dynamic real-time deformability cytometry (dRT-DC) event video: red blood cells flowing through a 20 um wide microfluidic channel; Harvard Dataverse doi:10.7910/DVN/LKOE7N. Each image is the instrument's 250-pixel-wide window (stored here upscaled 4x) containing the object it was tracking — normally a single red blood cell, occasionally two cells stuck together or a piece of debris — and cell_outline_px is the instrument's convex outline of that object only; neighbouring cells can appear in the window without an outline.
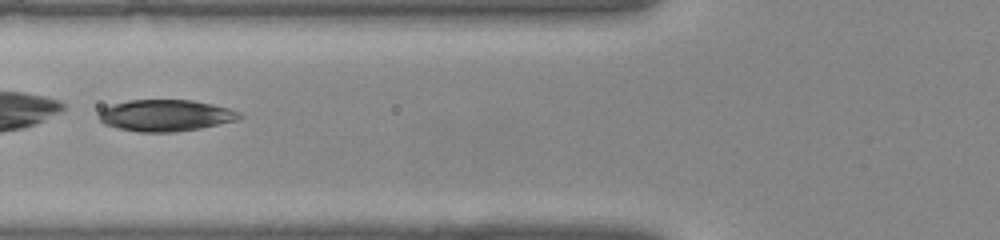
{"species": "common noctule bat (a hibernating species)", "species_latin": "Nyctalus noctula", "temperature_condition": "warm", "stored_images_in_passage": 22, "camera_frame_rate_fps": 3000, "um_per_image_px": 0.085, "animal": {"sex": "female", "body_mass_g": 22.0, "forearm_length_mm": 56.7}, "frame": {"image": 1, "passage_image": 16, "time_ms": 5.0, "image_size_px": [1000, 240], "cell_outline_px": [[244, 116], [240, 120], [200, 128], [176, 132], [140, 132], [116, 128], [104, 124], [100, 120], [100, 112], [104, 108], [112, 104], [128, 100], [192, 100], [212, 104], [228, 108], [240, 112]], "centroid_in_image_um": [14.11, 9.82], "position_along_channel_um": 111.7, "area_um2": 25.95}}